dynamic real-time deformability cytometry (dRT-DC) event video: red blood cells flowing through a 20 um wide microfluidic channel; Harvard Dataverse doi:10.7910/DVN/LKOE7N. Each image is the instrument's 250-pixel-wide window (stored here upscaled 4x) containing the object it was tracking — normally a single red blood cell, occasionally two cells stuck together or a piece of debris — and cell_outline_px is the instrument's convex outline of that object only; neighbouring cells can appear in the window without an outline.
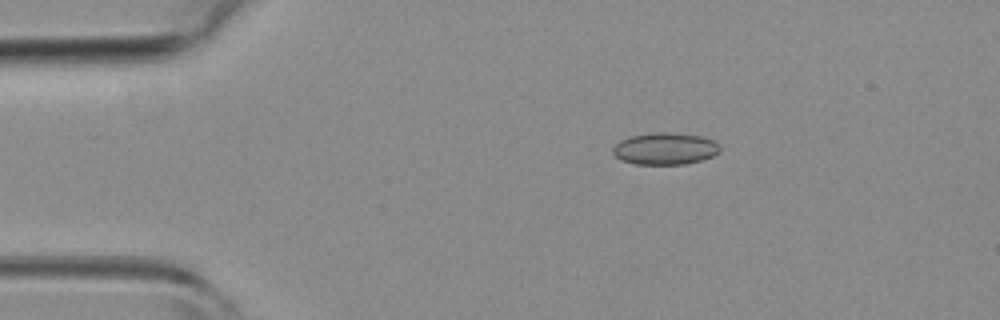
{"species": "common noctule bat (a hibernating species)", "species_latin": "Nyctalus noctula", "temperature_condition": "room temperature", "stored_images_in_passage": 3, "camera_frame_rate_fps": 3000, "um_per_image_px": 0.085, "animal": {"sex": "female", "body_mass_g": 19.3, "forearm_length_mm": 54.1}, "frame": {"image": 1, "passage_image": 2, "time_ms": 1.667, "image_size_px": [1000, 320], "cell_outline_px": [[720, 152], [712, 156], [700, 160], [684, 164], [636, 164], [620, 160], [612, 152], [612, 148], [620, 140], [632, 136], [656, 132], [668, 132], [700, 136], [716, 140], [720, 144]], "centroid_in_image_um": [56.55, 12.63], "position_along_channel_um": 28.5, "area_um2": 19.94}}